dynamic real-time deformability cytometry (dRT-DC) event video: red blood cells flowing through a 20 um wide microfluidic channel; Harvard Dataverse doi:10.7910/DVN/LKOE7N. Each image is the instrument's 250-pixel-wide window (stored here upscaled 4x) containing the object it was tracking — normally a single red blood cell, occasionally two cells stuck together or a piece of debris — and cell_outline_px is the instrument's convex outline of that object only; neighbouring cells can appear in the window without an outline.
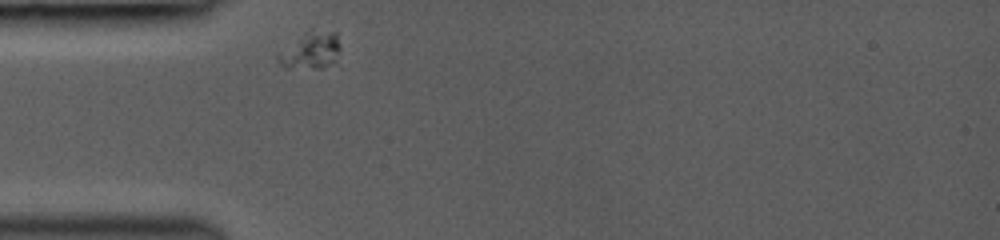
{"species": "common noctule bat (a hibernating species)", "species_latin": "Nyctalus noctula", "temperature_condition": "room temperature", "stored_images_in_passage": 56, "camera_frame_rate_fps": 3000, "um_per_image_px": 0.085, "animal": {"sex": "female", "body_mass_g": 19.0, "forearm_length_mm": 53.3}, "frame": {"image": 1, "passage_image": 1, "time_ms": 0.0, "image_size_px": [1000, 240], "cell_outline_px": [[340, 48], [332, 60], [324, 68], [284, 68], [276, 60], [276, 56], [308, 28], [312, 28], [336, 32], [340, 44]], "centroid_in_image_um": [26.38, 4.25], "position_along_channel_um": 58.6, "area_um2": 13.35}}
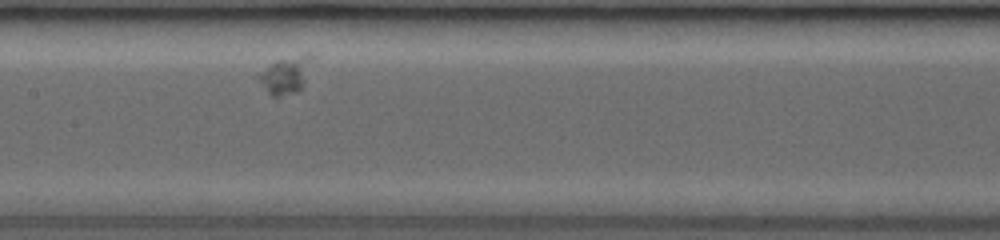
{"frame": {"image": 2, "passage_image": 26, "time_ms": 3.333, "image_size_px": [1000, 240], "cell_outline_px": [[312, 56], [304, 84], [300, 92], [280, 96], [272, 96], [268, 92], [256, 76], [276, 60], [308, 52]], "centroid_in_image_um": [24.31, 6.37], "position_along_channel_um": 183.1, "area_um2": 11.39}}
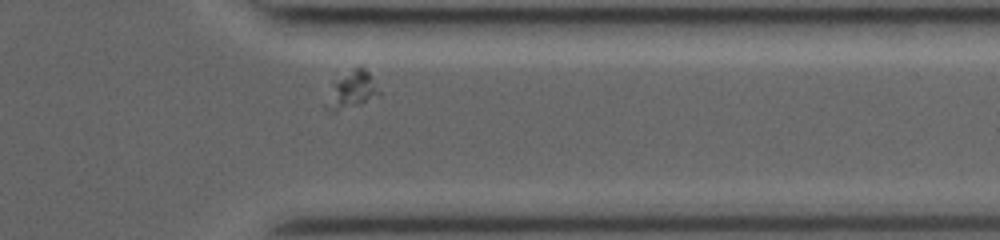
{"frame": {"image": 3, "passage_image": 49, "time_ms": 8.333, "image_size_px": [1000, 240], "cell_outline_px": [[380, 96], [336, 112], [332, 112], [324, 108], [324, 104], [332, 80], [360, 64], [364, 64], [380, 92]], "centroid_in_image_um": [29.84, 7.61], "position_along_channel_um": 381.6, "area_um2": 11.91}}